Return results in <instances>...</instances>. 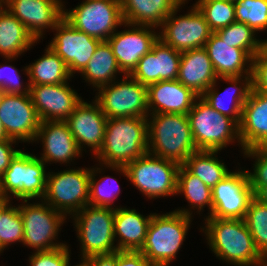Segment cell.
<instances>
[{"instance_id": "6da1fadb", "label": "cell", "mask_w": 267, "mask_h": 266, "mask_svg": "<svg viewBox=\"0 0 267 266\" xmlns=\"http://www.w3.org/2000/svg\"><path fill=\"white\" fill-rule=\"evenodd\" d=\"M206 240L220 260L236 266H260L262 255L244 219L204 218Z\"/></svg>"}, {"instance_id": "7a4b0ae2", "label": "cell", "mask_w": 267, "mask_h": 266, "mask_svg": "<svg viewBox=\"0 0 267 266\" xmlns=\"http://www.w3.org/2000/svg\"><path fill=\"white\" fill-rule=\"evenodd\" d=\"M148 153L147 117L109 118L102 148L95 155L102 165H123Z\"/></svg>"}, {"instance_id": "3957f363", "label": "cell", "mask_w": 267, "mask_h": 266, "mask_svg": "<svg viewBox=\"0 0 267 266\" xmlns=\"http://www.w3.org/2000/svg\"><path fill=\"white\" fill-rule=\"evenodd\" d=\"M147 122L149 154L183 165L197 151L187 115L149 114Z\"/></svg>"}, {"instance_id": "277c9868", "label": "cell", "mask_w": 267, "mask_h": 266, "mask_svg": "<svg viewBox=\"0 0 267 266\" xmlns=\"http://www.w3.org/2000/svg\"><path fill=\"white\" fill-rule=\"evenodd\" d=\"M191 210L178 209L165 214L153 213L140 252L157 266H168L176 258L191 224Z\"/></svg>"}, {"instance_id": "5b68a950", "label": "cell", "mask_w": 267, "mask_h": 266, "mask_svg": "<svg viewBox=\"0 0 267 266\" xmlns=\"http://www.w3.org/2000/svg\"><path fill=\"white\" fill-rule=\"evenodd\" d=\"M124 174L143 195L150 199L177 195L180 164L149 153L123 165H106Z\"/></svg>"}, {"instance_id": "8992f818", "label": "cell", "mask_w": 267, "mask_h": 266, "mask_svg": "<svg viewBox=\"0 0 267 266\" xmlns=\"http://www.w3.org/2000/svg\"><path fill=\"white\" fill-rule=\"evenodd\" d=\"M187 117L197 150L221 151L236 140L241 145L239 125L213 109L201 97L194 101Z\"/></svg>"}, {"instance_id": "52a82bcc", "label": "cell", "mask_w": 267, "mask_h": 266, "mask_svg": "<svg viewBox=\"0 0 267 266\" xmlns=\"http://www.w3.org/2000/svg\"><path fill=\"white\" fill-rule=\"evenodd\" d=\"M115 208L85 206L73 215L74 228L81 242V260L117 250L114 236Z\"/></svg>"}, {"instance_id": "ba28073f", "label": "cell", "mask_w": 267, "mask_h": 266, "mask_svg": "<svg viewBox=\"0 0 267 266\" xmlns=\"http://www.w3.org/2000/svg\"><path fill=\"white\" fill-rule=\"evenodd\" d=\"M45 165L39 157L21 150L0 177V194L9 199L12 194L20 200H42L48 175Z\"/></svg>"}, {"instance_id": "9c48e42d", "label": "cell", "mask_w": 267, "mask_h": 266, "mask_svg": "<svg viewBox=\"0 0 267 266\" xmlns=\"http://www.w3.org/2000/svg\"><path fill=\"white\" fill-rule=\"evenodd\" d=\"M90 173V168L48 172L42 200L65 216H73L89 205Z\"/></svg>"}, {"instance_id": "30bf717a", "label": "cell", "mask_w": 267, "mask_h": 266, "mask_svg": "<svg viewBox=\"0 0 267 266\" xmlns=\"http://www.w3.org/2000/svg\"><path fill=\"white\" fill-rule=\"evenodd\" d=\"M64 19L100 41H107L118 26L124 25L121 0H85L72 10L64 7Z\"/></svg>"}, {"instance_id": "8fae6325", "label": "cell", "mask_w": 267, "mask_h": 266, "mask_svg": "<svg viewBox=\"0 0 267 266\" xmlns=\"http://www.w3.org/2000/svg\"><path fill=\"white\" fill-rule=\"evenodd\" d=\"M18 206L24 226L23 245L34 248L35 252L50 251L66 243H56L60 227L64 224L66 216L52 208L43 200L41 203H28ZM25 203V204H24Z\"/></svg>"}, {"instance_id": "7c38bea8", "label": "cell", "mask_w": 267, "mask_h": 266, "mask_svg": "<svg viewBox=\"0 0 267 266\" xmlns=\"http://www.w3.org/2000/svg\"><path fill=\"white\" fill-rule=\"evenodd\" d=\"M122 81L103 85L95 100L109 118L148 117L147 86L142 85L130 75H124Z\"/></svg>"}, {"instance_id": "4fadbf2b", "label": "cell", "mask_w": 267, "mask_h": 266, "mask_svg": "<svg viewBox=\"0 0 267 266\" xmlns=\"http://www.w3.org/2000/svg\"><path fill=\"white\" fill-rule=\"evenodd\" d=\"M182 4L185 2H181L163 21L160 26L162 31L158 33L162 42L181 53L204 47L213 33L205 16L194 4L190 12L176 16Z\"/></svg>"}, {"instance_id": "5bb4252c", "label": "cell", "mask_w": 267, "mask_h": 266, "mask_svg": "<svg viewBox=\"0 0 267 266\" xmlns=\"http://www.w3.org/2000/svg\"><path fill=\"white\" fill-rule=\"evenodd\" d=\"M0 119L9 139L33 142L41 120L30 94L0 92Z\"/></svg>"}, {"instance_id": "9a60e30c", "label": "cell", "mask_w": 267, "mask_h": 266, "mask_svg": "<svg viewBox=\"0 0 267 266\" xmlns=\"http://www.w3.org/2000/svg\"><path fill=\"white\" fill-rule=\"evenodd\" d=\"M253 197L246 170L231 172L212 188V213L206 218L244 219Z\"/></svg>"}, {"instance_id": "2e32d148", "label": "cell", "mask_w": 267, "mask_h": 266, "mask_svg": "<svg viewBox=\"0 0 267 266\" xmlns=\"http://www.w3.org/2000/svg\"><path fill=\"white\" fill-rule=\"evenodd\" d=\"M53 30L56 33L48 46L64 61L71 76L76 71L81 73L102 41L74 28L64 18Z\"/></svg>"}, {"instance_id": "e0dca14e", "label": "cell", "mask_w": 267, "mask_h": 266, "mask_svg": "<svg viewBox=\"0 0 267 266\" xmlns=\"http://www.w3.org/2000/svg\"><path fill=\"white\" fill-rule=\"evenodd\" d=\"M124 26L132 28L115 31L107 42L112 48L119 68L123 74L129 75L159 37L158 32H154L155 27L152 26L137 25L136 27L126 23Z\"/></svg>"}, {"instance_id": "ac0fdd59", "label": "cell", "mask_w": 267, "mask_h": 266, "mask_svg": "<svg viewBox=\"0 0 267 266\" xmlns=\"http://www.w3.org/2000/svg\"><path fill=\"white\" fill-rule=\"evenodd\" d=\"M64 6L61 0H6L5 8L39 41L64 18Z\"/></svg>"}, {"instance_id": "d6986e66", "label": "cell", "mask_w": 267, "mask_h": 266, "mask_svg": "<svg viewBox=\"0 0 267 266\" xmlns=\"http://www.w3.org/2000/svg\"><path fill=\"white\" fill-rule=\"evenodd\" d=\"M29 94L41 121H65L82 101L68 82L30 85Z\"/></svg>"}, {"instance_id": "ffe728a7", "label": "cell", "mask_w": 267, "mask_h": 266, "mask_svg": "<svg viewBox=\"0 0 267 266\" xmlns=\"http://www.w3.org/2000/svg\"><path fill=\"white\" fill-rule=\"evenodd\" d=\"M107 120L96 100L92 103L82 100L65 122L79 149L83 151L82 148L87 145L93 155H96L103 145Z\"/></svg>"}, {"instance_id": "44dd1931", "label": "cell", "mask_w": 267, "mask_h": 266, "mask_svg": "<svg viewBox=\"0 0 267 266\" xmlns=\"http://www.w3.org/2000/svg\"><path fill=\"white\" fill-rule=\"evenodd\" d=\"M180 58L181 52L158 38L129 75L145 86L159 81L177 80Z\"/></svg>"}, {"instance_id": "7402d4cb", "label": "cell", "mask_w": 267, "mask_h": 266, "mask_svg": "<svg viewBox=\"0 0 267 266\" xmlns=\"http://www.w3.org/2000/svg\"><path fill=\"white\" fill-rule=\"evenodd\" d=\"M38 140L43 144V154L39 158L45 164H68L82 155L65 121H41L34 142H39Z\"/></svg>"}, {"instance_id": "603a6c76", "label": "cell", "mask_w": 267, "mask_h": 266, "mask_svg": "<svg viewBox=\"0 0 267 266\" xmlns=\"http://www.w3.org/2000/svg\"><path fill=\"white\" fill-rule=\"evenodd\" d=\"M243 150L267 147V93L251 89L239 123Z\"/></svg>"}, {"instance_id": "cb8c5ba5", "label": "cell", "mask_w": 267, "mask_h": 266, "mask_svg": "<svg viewBox=\"0 0 267 266\" xmlns=\"http://www.w3.org/2000/svg\"><path fill=\"white\" fill-rule=\"evenodd\" d=\"M198 97L178 80L159 81L147 86V105L150 114L187 115Z\"/></svg>"}, {"instance_id": "d4e9b609", "label": "cell", "mask_w": 267, "mask_h": 266, "mask_svg": "<svg viewBox=\"0 0 267 266\" xmlns=\"http://www.w3.org/2000/svg\"><path fill=\"white\" fill-rule=\"evenodd\" d=\"M204 48L218 77L252 76L253 57L246 50L231 47V44L221 40L215 32L211 34Z\"/></svg>"}, {"instance_id": "484cf974", "label": "cell", "mask_w": 267, "mask_h": 266, "mask_svg": "<svg viewBox=\"0 0 267 266\" xmlns=\"http://www.w3.org/2000/svg\"><path fill=\"white\" fill-rule=\"evenodd\" d=\"M177 80L199 97L218 82V76L204 47L181 53Z\"/></svg>"}, {"instance_id": "4316f807", "label": "cell", "mask_w": 267, "mask_h": 266, "mask_svg": "<svg viewBox=\"0 0 267 266\" xmlns=\"http://www.w3.org/2000/svg\"><path fill=\"white\" fill-rule=\"evenodd\" d=\"M219 79L231 84V92L228 91L229 88H227L224 92H218L215 88L217 84L215 82L200 97L213 109L227 117L232 118L239 125L241 121L243 105L247 101L248 95L252 89V76H242V78L241 76L218 77V80ZM224 101H226L227 104ZM228 102L232 103L230 107L227 106Z\"/></svg>"}, {"instance_id": "83f0119b", "label": "cell", "mask_w": 267, "mask_h": 266, "mask_svg": "<svg viewBox=\"0 0 267 266\" xmlns=\"http://www.w3.org/2000/svg\"><path fill=\"white\" fill-rule=\"evenodd\" d=\"M153 213L146 217L135 209L117 206L114 215V236L119 251H140L144 245Z\"/></svg>"}, {"instance_id": "f1b7e54d", "label": "cell", "mask_w": 267, "mask_h": 266, "mask_svg": "<svg viewBox=\"0 0 267 266\" xmlns=\"http://www.w3.org/2000/svg\"><path fill=\"white\" fill-rule=\"evenodd\" d=\"M181 0H121L124 23L159 28Z\"/></svg>"}, {"instance_id": "f546056e", "label": "cell", "mask_w": 267, "mask_h": 266, "mask_svg": "<svg viewBox=\"0 0 267 266\" xmlns=\"http://www.w3.org/2000/svg\"><path fill=\"white\" fill-rule=\"evenodd\" d=\"M37 43L26 27L6 8L0 12V54L12 61Z\"/></svg>"}, {"instance_id": "4dcf8cb0", "label": "cell", "mask_w": 267, "mask_h": 266, "mask_svg": "<svg viewBox=\"0 0 267 266\" xmlns=\"http://www.w3.org/2000/svg\"><path fill=\"white\" fill-rule=\"evenodd\" d=\"M24 68L29 85L61 84L72 77L64 61L49 46L40 59Z\"/></svg>"}, {"instance_id": "1f68e13d", "label": "cell", "mask_w": 267, "mask_h": 266, "mask_svg": "<svg viewBox=\"0 0 267 266\" xmlns=\"http://www.w3.org/2000/svg\"><path fill=\"white\" fill-rule=\"evenodd\" d=\"M117 73L123 72L118 66L112 48L107 41H102L81 72V76L98 89L103 85L114 82Z\"/></svg>"}, {"instance_id": "d6a6232c", "label": "cell", "mask_w": 267, "mask_h": 266, "mask_svg": "<svg viewBox=\"0 0 267 266\" xmlns=\"http://www.w3.org/2000/svg\"><path fill=\"white\" fill-rule=\"evenodd\" d=\"M217 153V150H197L183 164L211 189L231 173L215 156Z\"/></svg>"}, {"instance_id": "836d02e7", "label": "cell", "mask_w": 267, "mask_h": 266, "mask_svg": "<svg viewBox=\"0 0 267 266\" xmlns=\"http://www.w3.org/2000/svg\"><path fill=\"white\" fill-rule=\"evenodd\" d=\"M183 194L190 203L189 206L201 212L208 206L209 215L212 213V189L204 184L197 176L193 175L184 165L178 171L177 194Z\"/></svg>"}, {"instance_id": "e575fe53", "label": "cell", "mask_w": 267, "mask_h": 266, "mask_svg": "<svg viewBox=\"0 0 267 266\" xmlns=\"http://www.w3.org/2000/svg\"><path fill=\"white\" fill-rule=\"evenodd\" d=\"M215 33L231 47L246 50L253 58L264 49V40L256 39V33L245 23L235 21Z\"/></svg>"}, {"instance_id": "d590c367", "label": "cell", "mask_w": 267, "mask_h": 266, "mask_svg": "<svg viewBox=\"0 0 267 266\" xmlns=\"http://www.w3.org/2000/svg\"><path fill=\"white\" fill-rule=\"evenodd\" d=\"M215 32L236 21L235 4L230 0H197L194 4Z\"/></svg>"}, {"instance_id": "8d00e7d4", "label": "cell", "mask_w": 267, "mask_h": 266, "mask_svg": "<svg viewBox=\"0 0 267 266\" xmlns=\"http://www.w3.org/2000/svg\"><path fill=\"white\" fill-rule=\"evenodd\" d=\"M244 221L262 255L267 251V205L253 197L250 200Z\"/></svg>"}, {"instance_id": "74e56055", "label": "cell", "mask_w": 267, "mask_h": 266, "mask_svg": "<svg viewBox=\"0 0 267 266\" xmlns=\"http://www.w3.org/2000/svg\"><path fill=\"white\" fill-rule=\"evenodd\" d=\"M101 170L102 169H100L99 167L91 169L89 179V205L95 207L114 208L112 204L114 203V200L118 197L119 193H121L120 185L114 177L110 176H104L100 178V180H96L95 176L97 173L100 174L101 172H103ZM110 182L112 183L109 184ZM112 184H114V187L115 184H117V186L119 185L118 187L116 186V191L114 190L115 188L112 187Z\"/></svg>"}, {"instance_id": "f35d334b", "label": "cell", "mask_w": 267, "mask_h": 266, "mask_svg": "<svg viewBox=\"0 0 267 266\" xmlns=\"http://www.w3.org/2000/svg\"><path fill=\"white\" fill-rule=\"evenodd\" d=\"M236 21L247 24L255 33L267 30V0H236Z\"/></svg>"}, {"instance_id": "ab89813d", "label": "cell", "mask_w": 267, "mask_h": 266, "mask_svg": "<svg viewBox=\"0 0 267 266\" xmlns=\"http://www.w3.org/2000/svg\"><path fill=\"white\" fill-rule=\"evenodd\" d=\"M24 226L18 207L11 204L0 216V253L11 243L22 242Z\"/></svg>"}, {"instance_id": "60d3db41", "label": "cell", "mask_w": 267, "mask_h": 266, "mask_svg": "<svg viewBox=\"0 0 267 266\" xmlns=\"http://www.w3.org/2000/svg\"><path fill=\"white\" fill-rule=\"evenodd\" d=\"M244 156L255 158L253 172L246 170L248 181L255 195L262 187L267 186V147L245 149Z\"/></svg>"}, {"instance_id": "b9f144b4", "label": "cell", "mask_w": 267, "mask_h": 266, "mask_svg": "<svg viewBox=\"0 0 267 266\" xmlns=\"http://www.w3.org/2000/svg\"><path fill=\"white\" fill-rule=\"evenodd\" d=\"M69 253L67 245L50 251L34 252L29 256L30 266H70Z\"/></svg>"}, {"instance_id": "7bdbcfd3", "label": "cell", "mask_w": 267, "mask_h": 266, "mask_svg": "<svg viewBox=\"0 0 267 266\" xmlns=\"http://www.w3.org/2000/svg\"><path fill=\"white\" fill-rule=\"evenodd\" d=\"M20 77L18 69H16L13 65H0V92L29 94V83L24 86L20 81Z\"/></svg>"}, {"instance_id": "ee69618b", "label": "cell", "mask_w": 267, "mask_h": 266, "mask_svg": "<svg viewBox=\"0 0 267 266\" xmlns=\"http://www.w3.org/2000/svg\"><path fill=\"white\" fill-rule=\"evenodd\" d=\"M252 64V89L267 93V51L256 55Z\"/></svg>"}, {"instance_id": "f6af8a7d", "label": "cell", "mask_w": 267, "mask_h": 266, "mask_svg": "<svg viewBox=\"0 0 267 266\" xmlns=\"http://www.w3.org/2000/svg\"><path fill=\"white\" fill-rule=\"evenodd\" d=\"M116 266H157L149 262L140 251H116Z\"/></svg>"}, {"instance_id": "bcb514c9", "label": "cell", "mask_w": 267, "mask_h": 266, "mask_svg": "<svg viewBox=\"0 0 267 266\" xmlns=\"http://www.w3.org/2000/svg\"><path fill=\"white\" fill-rule=\"evenodd\" d=\"M16 141L12 139L0 140V177L5 173L11 161L21 151L20 149H13L12 145Z\"/></svg>"}, {"instance_id": "7dc6e473", "label": "cell", "mask_w": 267, "mask_h": 266, "mask_svg": "<svg viewBox=\"0 0 267 266\" xmlns=\"http://www.w3.org/2000/svg\"><path fill=\"white\" fill-rule=\"evenodd\" d=\"M85 266H116V252L93 255L81 260Z\"/></svg>"}, {"instance_id": "c3c4849f", "label": "cell", "mask_w": 267, "mask_h": 266, "mask_svg": "<svg viewBox=\"0 0 267 266\" xmlns=\"http://www.w3.org/2000/svg\"><path fill=\"white\" fill-rule=\"evenodd\" d=\"M254 197L258 199L261 203L267 205V186L262 187Z\"/></svg>"}, {"instance_id": "681fc988", "label": "cell", "mask_w": 267, "mask_h": 266, "mask_svg": "<svg viewBox=\"0 0 267 266\" xmlns=\"http://www.w3.org/2000/svg\"><path fill=\"white\" fill-rule=\"evenodd\" d=\"M10 199L0 194V216L2 212L10 205Z\"/></svg>"}, {"instance_id": "f907efd6", "label": "cell", "mask_w": 267, "mask_h": 266, "mask_svg": "<svg viewBox=\"0 0 267 266\" xmlns=\"http://www.w3.org/2000/svg\"><path fill=\"white\" fill-rule=\"evenodd\" d=\"M9 139L0 119V140Z\"/></svg>"}, {"instance_id": "816d5d0a", "label": "cell", "mask_w": 267, "mask_h": 266, "mask_svg": "<svg viewBox=\"0 0 267 266\" xmlns=\"http://www.w3.org/2000/svg\"><path fill=\"white\" fill-rule=\"evenodd\" d=\"M260 266H267V251L262 254V259H261V265Z\"/></svg>"}, {"instance_id": "f5cc1de1", "label": "cell", "mask_w": 267, "mask_h": 266, "mask_svg": "<svg viewBox=\"0 0 267 266\" xmlns=\"http://www.w3.org/2000/svg\"><path fill=\"white\" fill-rule=\"evenodd\" d=\"M4 7H6V0H0V12L4 10Z\"/></svg>"}, {"instance_id": "db71d44e", "label": "cell", "mask_w": 267, "mask_h": 266, "mask_svg": "<svg viewBox=\"0 0 267 266\" xmlns=\"http://www.w3.org/2000/svg\"><path fill=\"white\" fill-rule=\"evenodd\" d=\"M264 49L267 51V39H264Z\"/></svg>"}, {"instance_id": "11a10c76", "label": "cell", "mask_w": 267, "mask_h": 266, "mask_svg": "<svg viewBox=\"0 0 267 266\" xmlns=\"http://www.w3.org/2000/svg\"><path fill=\"white\" fill-rule=\"evenodd\" d=\"M74 266V265H73ZM75 266H85L82 262L81 263H79V264H77V265H75Z\"/></svg>"}]
</instances>
